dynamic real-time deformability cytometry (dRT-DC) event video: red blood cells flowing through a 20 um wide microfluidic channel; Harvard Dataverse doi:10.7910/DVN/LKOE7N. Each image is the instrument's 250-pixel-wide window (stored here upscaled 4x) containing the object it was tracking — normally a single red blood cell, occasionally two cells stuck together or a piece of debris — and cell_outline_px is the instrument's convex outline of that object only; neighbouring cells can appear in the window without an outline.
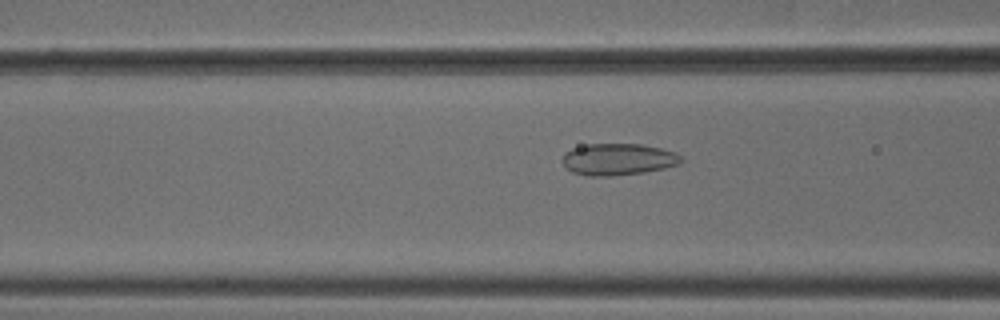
{"species": "common noctule bat (a hibernating species)", "species_latin": "Nyctalus noctula", "temperature_condition": "cold", "stored_images_in_passage": 39, "camera_frame_rate_fps": 3000, "um_per_image_px": 0.085, "animal": {"sex": "male", "body_mass_g": 18.8}, "frame": {"image": 1, "passage_image": 11, "time_ms": 3.333, "image_size_px": [1000, 320], "cell_outline_px": [[684, 160], [680, 164], [664, 168], [644, 172], [616, 176], [588, 176], [572, 172], [560, 160], [564, 152], [572, 148], [588, 144], [640, 144], [660, 148], [676, 152]], "centroid_in_image_um": [52.53, 13.54], "position_along_channel_um": 114.1, "area_um2": 22.14}}
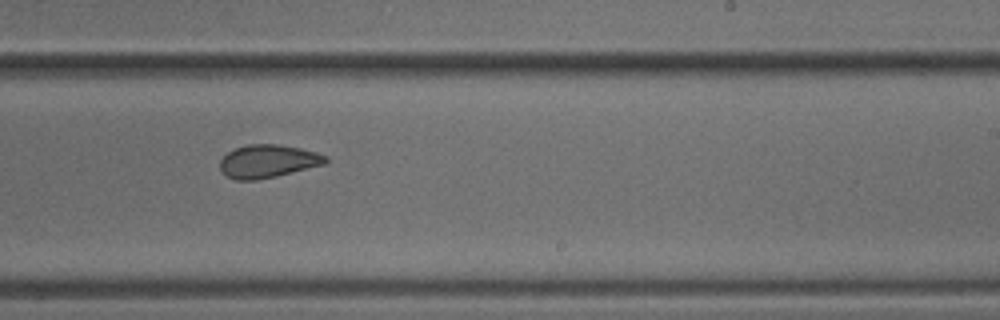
{"frame": {"image": 2, "passage_image": 23, "time_ms": 7.333, "image_size_px": [1000, 320], "cell_outline_px": [[328, 160], [324, 164], [276, 176], [256, 180], [236, 180], [228, 176], [220, 168], [220, 160], [228, 152], [236, 148], [248, 144], [276, 144], [300, 148], [316, 152], [328, 156]], "centroid_in_image_um": [22.78, 13.7], "position_along_channel_um": 266.2, "area_um2": 20.11}}
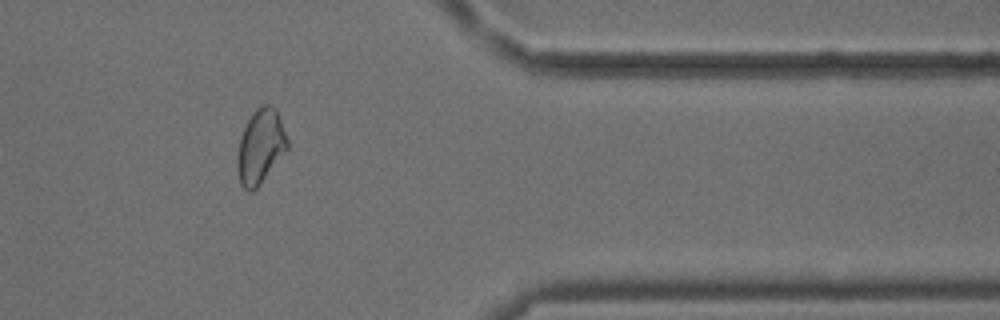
{"frame": {"image": 3, "passage_image": 34, "time_ms": 11.0, "image_size_px": [1000, 320], "cell_outline_px": [[288, 148], [260, 184], [252, 192], [248, 192], [240, 184], [236, 168], [236, 160], [240, 136], [252, 112], [256, 108], [264, 104], [268, 104], [276, 108], [288, 140]], "centroid_in_image_um": [22.11, 12.46], "position_along_channel_um": 389.3, "area_um2": 21.73}}